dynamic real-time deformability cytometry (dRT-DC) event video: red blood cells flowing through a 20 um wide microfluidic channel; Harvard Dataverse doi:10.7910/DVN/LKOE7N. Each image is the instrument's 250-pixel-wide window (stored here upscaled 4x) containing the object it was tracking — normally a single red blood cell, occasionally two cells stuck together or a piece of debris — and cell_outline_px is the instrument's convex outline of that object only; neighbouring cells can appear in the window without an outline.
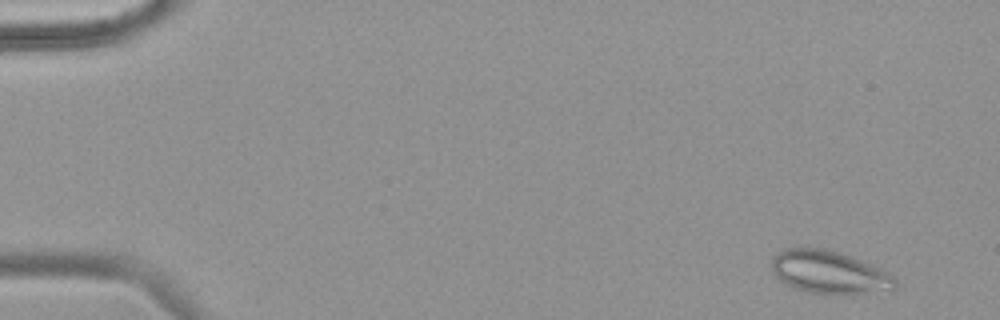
{"species": "common noctule bat (a hibernating species)", "species_latin": "Nyctalus noctula", "temperature_condition": "warm", "stored_images_in_passage": 53, "camera_frame_rate_fps": 3000, "um_per_image_px": 0.085, "animal": {"sex": "female", "body_mass_g": 18.4}, "frame": {"image": 1, "passage_image": 3, "time_ms": 0.667, "image_size_px": [1000, 320], "cell_outline_px": [[896, 288], [892, 292], [848, 296], [808, 292], [796, 288], [780, 280], [772, 272], [772, 256], [776, 252], [784, 248], [824, 248], [852, 256], [872, 264], [888, 272], [896, 280]], "centroid_in_image_um": [70.56, 23.17], "position_along_channel_um": 14.4, "area_um2": 31.79}}
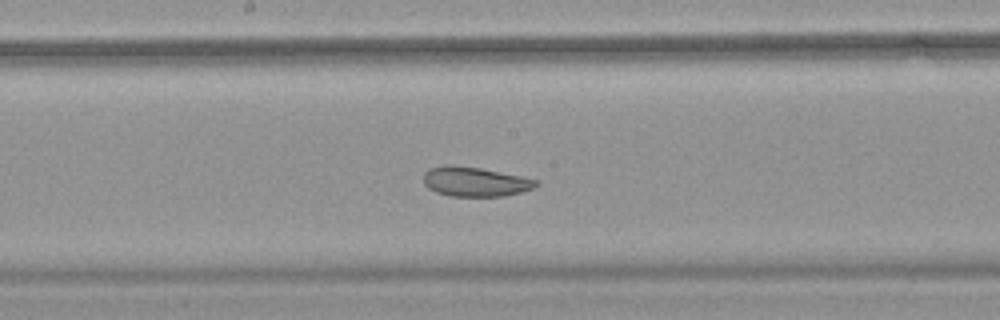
{"frame": {"image": 2, "passage_image": 29, "time_ms": 9.333, "image_size_px": [1000, 320], "cell_outline_px": [[540, 184], [532, 188], [520, 192], [504, 196], [452, 196], [436, 192], [428, 188], [424, 184], [424, 172], [428, 168], [444, 164], [448, 164], [480, 168], [540, 180]], "centroid_in_image_um": [40.36, 15.43], "position_along_channel_um": 207.8, "area_um2": 19.42}}
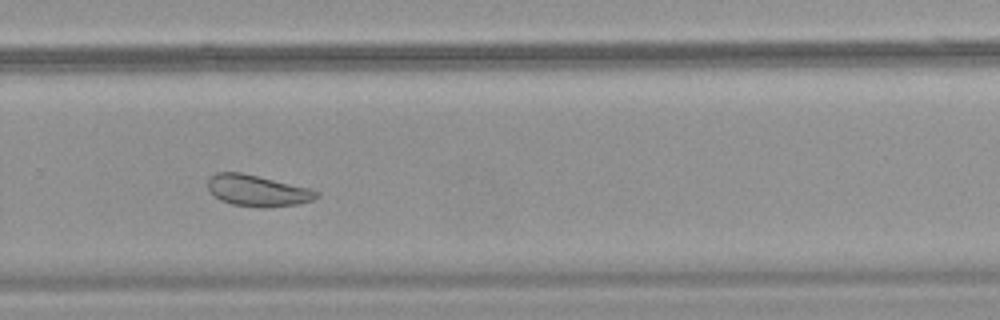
{"frame": {"image": 3, "passage_image": 37, "time_ms": 12.0, "image_size_px": [1000, 320], "cell_outline_px": [[320, 196], [312, 200], [300, 204], [264, 208], [260, 208], [232, 204], [220, 200], [212, 196], [208, 188], [208, 180], [216, 172], [240, 172], [312, 188], [320, 192]], "centroid_in_image_um": [21.91, 16.21], "position_along_channel_um": 307.9, "area_um2": 20.11}, "authors_computed_cell_mechanics": {"area_um2": 26.4724, "velocity_mm_per_s": 3.7583, "shape_relaxation_time_tau1_ms": 11.3314, "shape_relaxation_time_tau2_ms": 3.5576, "deformation_change_tau1": 0.1124, "deformation_change_tau2": 0.087}}